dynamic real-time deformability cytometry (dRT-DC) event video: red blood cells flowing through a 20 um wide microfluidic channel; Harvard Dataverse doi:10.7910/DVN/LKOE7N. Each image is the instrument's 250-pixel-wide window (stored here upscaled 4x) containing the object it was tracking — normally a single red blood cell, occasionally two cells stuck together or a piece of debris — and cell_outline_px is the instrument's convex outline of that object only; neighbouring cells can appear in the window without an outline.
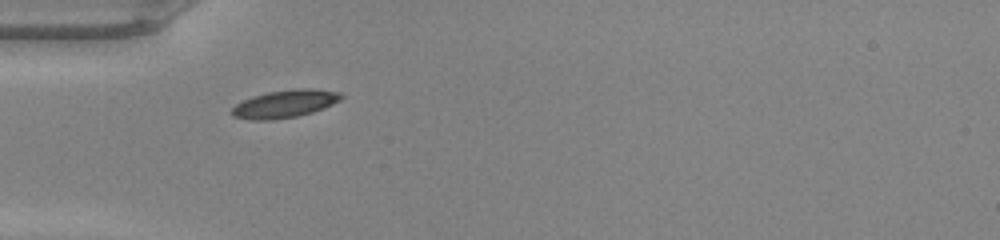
{"species": "common noctule bat (a hibernating species)", "species_latin": "Nyctalus noctula", "temperature_condition": "warm", "stored_images_in_passage": 34, "camera_frame_rate_fps": 3000, "um_per_image_px": 0.085, "animal": {"sex": "male", "body_mass_g": 20.0, "forearm_length_mm": 53.3}, "frame": {"image": 1, "passage_image": 1, "time_ms": 0.0, "image_size_px": [1000, 240], "cell_outline_px": [[344, 96], [340, 100], [324, 108], [312, 112], [296, 116], [272, 120], [252, 120], [232, 116], [232, 108], [236, 104], [252, 96], [268, 92], [296, 88], [308, 88], [340, 92]], "centroid_in_image_um": [24.22, 8.82], "position_along_channel_um": 60.8, "area_um2": 17.57}}
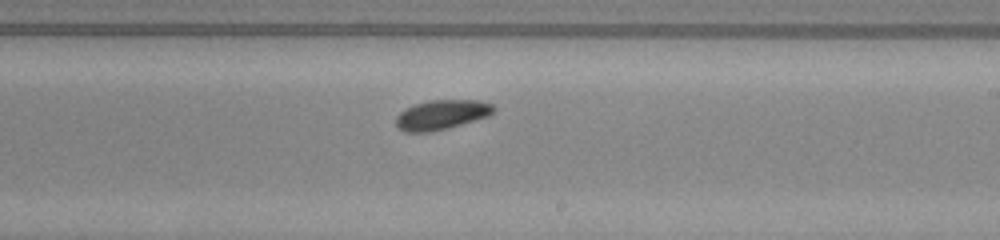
{"frame": {"image": 2, "passage_image": 15, "time_ms": 4.667, "image_size_px": [1000, 240], "cell_outline_px": [[496, 108], [488, 116], [448, 128], [432, 132], [404, 132], [396, 128], [396, 116], [404, 108], [428, 100], [480, 100], [492, 104]], "centroid_in_image_um": [37.5, 9.75], "position_along_channel_um": 251.5, "area_um2": 16.99}}
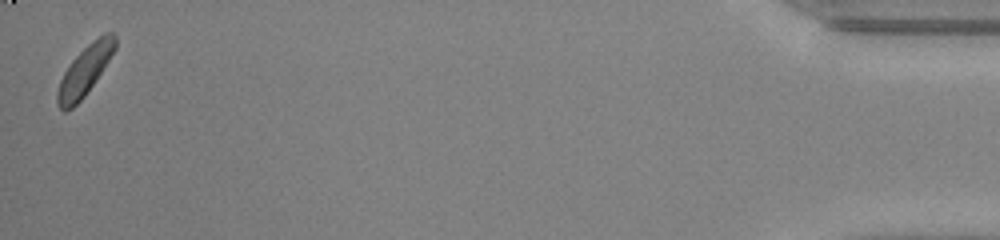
{"frame": {"image": 3, "passage_image": 34, "time_ms": 11.0, "image_size_px": [1000, 240], "cell_outline_px": [[116, 48], [84, 96], [72, 108], [64, 112], [56, 104], [56, 92], [60, 80], [64, 72], [72, 60], [92, 40], [104, 32], [112, 32], [116, 36]], "centroid_in_image_um": [7.18, 5.99], "position_along_channel_um": 428.0, "area_um2": 16.42}, "authors_computed_cell_mechanics": {"area_um2": 16.9065, "velocity_mm_per_s": 4.1788, "shape_relaxation_time_tau1_ms": 3.011, "shape_relaxation_time_tau2_ms": null, "deformation_change_tau1": 0.0889, "deformation_change_tau2": null}}